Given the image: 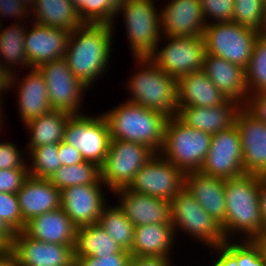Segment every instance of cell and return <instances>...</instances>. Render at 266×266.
Returning <instances> with one entry per match:
<instances>
[{
  "instance_id": "obj_24",
  "label": "cell",
  "mask_w": 266,
  "mask_h": 266,
  "mask_svg": "<svg viewBox=\"0 0 266 266\" xmlns=\"http://www.w3.org/2000/svg\"><path fill=\"white\" fill-rule=\"evenodd\" d=\"M17 196L25 224L34 217L61 207L60 190L49 179L29 175L17 192Z\"/></svg>"
},
{
  "instance_id": "obj_43",
  "label": "cell",
  "mask_w": 266,
  "mask_h": 266,
  "mask_svg": "<svg viewBox=\"0 0 266 266\" xmlns=\"http://www.w3.org/2000/svg\"><path fill=\"white\" fill-rule=\"evenodd\" d=\"M131 253L121 250L117 254H110L103 257H75V266H128Z\"/></svg>"
},
{
  "instance_id": "obj_18",
  "label": "cell",
  "mask_w": 266,
  "mask_h": 266,
  "mask_svg": "<svg viewBox=\"0 0 266 266\" xmlns=\"http://www.w3.org/2000/svg\"><path fill=\"white\" fill-rule=\"evenodd\" d=\"M234 124L238 128L242 146L245 174L266 173V123L253 116L244 106L236 113Z\"/></svg>"
},
{
  "instance_id": "obj_53",
  "label": "cell",
  "mask_w": 266,
  "mask_h": 266,
  "mask_svg": "<svg viewBox=\"0 0 266 266\" xmlns=\"http://www.w3.org/2000/svg\"><path fill=\"white\" fill-rule=\"evenodd\" d=\"M8 83V76L7 74L2 70L0 66V95L4 96V93L6 92V87Z\"/></svg>"
},
{
  "instance_id": "obj_40",
  "label": "cell",
  "mask_w": 266,
  "mask_h": 266,
  "mask_svg": "<svg viewBox=\"0 0 266 266\" xmlns=\"http://www.w3.org/2000/svg\"><path fill=\"white\" fill-rule=\"evenodd\" d=\"M200 2L206 24L232 21L234 0H200Z\"/></svg>"
},
{
  "instance_id": "obj_35",
  "label": "cell",
  "mask_w": 266,
  "mask_h": 266,
  "mask_svg": "<svg viewBox=\"0 0 266 266\" xmlns=\"http://www.w3.org/2000/svg\"><path fill=\"white\" fill-rule=\"evenodd\" d=\"M83 23L109 24L114 22L116 12L126 0H70Z\"/></svg>"
},
{
  "instance_id": "obj_44",
  "label": "cell",
  "mask_w": 266,
  "mask_h": 266,
  "mask_svg": "<svg viewBox=\"0 0 266 266\" xmlns=\"http://www.w3.org/2000/svg\"><path fill=\"white\" fill-rule=\"evenodd\" d=\"M28 176V168L0 170V192L17 194Z\"/></svg>"
},
{
  "instance_id": "obj_8",
  "label": "cell",
  "mask_w": 266,
  "mask_h": 266,
  "mask_svg": "<svg viewBox=\"0 0 266 266\" xmlns=\"http://www.w3.org/2000/svg\"><path fill=\"white\" fill-rule=\"evenodd\" d=\"M259 33L230 21L207 24L202 37L206 54L222 57L246 69Z\"/></svg>"
},
{
  "instance_id": "obj_10",
  "label": "cell",
  "mask_w": 266,
  "mask_h": 266,
  "mask_svg": "<svg viewBox=\"0 0 266 266\" xmlns=\"http://www.w3.org/2000/svg\"><path fill=\"white\" fill-rule=\"evenodd\" d=\"M166 43L161 47L162 40ZM206 55L202 36L194 38L161 36L148 58L166 74L175 78L203 69Z\"/></svg>"
},
{
  "instance_id": "obj_39",
  "label": "cell",
  "mask_w": 266,
  "mask_h": 266,
  "mask_svg": "<svg viewBox=\"0 0 266 266\" xmlns=\"http://www.w3.org/2000/svg\"><path fill=\"white\" fill-rule=\"evenodd\" d=\"M0 217L16 233L24 230L26 224L22 219L17 194L0 192Z\"/></svg>"
},
{
  "instance_id": "obj_5",
  "label": "cell",
  "mask_w": 266,
  "mask_h": 266,
  "mask_svg": "<svg viewBox=\"0 0 266 266\" xmlns=\"http://www.w3.org/2000/svg\"><path fill=\"white\" fill-rule=\"evenodd\" d=\"M154 0H126L117 10L123 15L124 27L129 42L132 58L148 57L161 39V10Z\"/></svg>"
},
{
  "instance_id": "obj_45",
  "label": "cell",
  "mask_w": 266,
  "mask_h": 266,
  "mask_svg": "<svg viewBox=\"0 0 266 266\" xmlns=\"http://www.w3.org/2000/svg\"><path fill=\"white\" fill-rule=\"evenodd\" d=\"M208 249L213 255L211 257H217H214V259H211V261H209L213 264V266H238L237 240H226L222 245ZM214 254H217V256Z\"/></svg>"
},
{
  "instance_id": "obj_37",
  "label": "cell",
  "mask_w": 266,
  "mask_h": 266,
  "mask_svg": "<svg viewBox=\"0 0 266 266\" xmlns=\"http://www.w3.org/2000/svg\"><path fill=\"white\" fill-rule=\"evenodd\" d=\"M29 175L49 179L61 166L58 155V144H46L34 149H26ZM29 154V155H28Z\"/></svg>"
},
{
  "instance_id": "obj_13",
  "label": "cell",
  "mask_w": 266,
  "mask_h": 266,
  "mask_svg": "<svg viewBox=\"0 0 266 266\" xmlns=\"http://www.w3.org/2000/svg\"><path fill=\"white\" fill-rule=\"evenodd\" d=\"M184 186L185 173L157 153L134 175L126 188L170 202Z\"/></svg>"
},
{
  "instance_id": "obj_50",
  "label": "cell",
  "mask_w": 266,
  "mask_h": 266,
  "mask_svg": "<svg viewBox=\"0 0 266 266\" xmlns=\"http://www.w3.org/2000/svg\"><path fill=\"white\" fill-rule=\"evenodd\" d=\"M16 232L0 217V241L9 249L15 238Z\"/></svg>"
},
{
  "instance_id": "obj_59",
  "label": "cell",
  "mask_w": 266,
  "mask_h": 266,
  "mask_svg": "<svg viewBox=\"0 0 266 266\" xmlns=\"http://www.w3.org/2000/svg\"><path fill=\"white\" fill-rule=\"evenodd\" d=\"M265 2V9H264V22H265V32H266V1Z\"/></svg>"
},
{
  "instance_id": "obj_9",
  "label": "cell",
  "mask_w": 266,
  "mask_h": 266,
  "mask_svg": "<svg viewBox=\"0 0 266 266\" xmlns=\"http://www.w3.org/2000/svg\"><path fill=\"white\" fill-rule=\"evenodd\" d=\"M154 155L155 153L143 144L110 140L106 159L100 166L101 181L110 192L125 188Z\"/></svg>"
},
{
  "instance_id": "obj_17",
  "label": "cell",
  "mask_w": 266,
  "mask_h": 266,
  "mask_svg": "<svg viewBox=\"0 0 266 266\" xmlns=\"http://www.w3.org/2000/svg\"><path fill=\"white\" fill-rule=\"evenodd\" d=\"M27 71L22 77L18 72L8 76L6 87V91H16L19 121L23 125L52 110L44 78L36 68Z\"/></svg>"
},
{
  "instance_id": "obj_58",
  "label": "cell",
  "mask_w": 266,
  "mask_h": 266,
  "mask_svg": "<svg viewBox=\"0 0 266 266\" xmlns=\"http://www.w3.org/2000/svg\"><path fill=\"white\" fill-rule=\"evenodd\" d=\"M5 118H7L6 116L4 117V120L0 123V132H3V127H5ZM1 129H2V131H1Z\"/></svg>"
},
{
  "instance_id": "obj_36",
  "label": "cell",
  "mask_w": 266,
  "mask_h": 266,
  "mask_svg": "<svg viewBox=\"0 0 266 266\" xmlns=\"http://www.w3.org/2000/svg\"><path fill=\"white\" fill-rule=\"evenodd\" d=\"M249 94L266 92V32H260L246 69Z\"/></svg>"
},
{
  "instance_id": "obj_4",
  "label": "cell",
  "mask_w": 266,
  "mask_h": 266,
  "mask_svg": "<svg viewBox=\"0 0 266 266\" xmlns=\"http://www.w3.org/2000/svg\"><path fill=\"white\" fill-rule=\"evenodd\" d=\"M137 70L126 79L128 101L174 117L178 112L177 78L159 69L148 57L133 58Z\"/></svg>"
},
{
  "instance_id": "obj_49",
  "label": "cell",
  "mask_w": 266,
  "mask_h": 266,
  "mask_svg": "<svg viewBox=\"0 0 266 266\" xmlns=\"http://www.w3.org/2000/svg\"><path fill=\"white\" fill-rule=\"evenodd\" d=\"M171 257H147L133 256L129 260L128 266H174Z\"/></svg>"
},
{
  "instance_id": "obj_32",
  "label": "cell",
  "mask_w": 266,
  "mask_h": 266,
  "mask_svg": "<svg viewBox=\"0 0 266 266\" xmlns=\"http://www.w3.org/2000/svg\"><path fill=\"white\" fill-rule=\"evenodd\" d=\"M122 249L99 224L79 227L76 231L74 257H103Z\"/></svg>"
},
{
  "instance_id": "obj_54",
  "label": "cell",
  "mask_w": 266,
  "mask_h": 266,
  "mask_svg": "<svg viewBox=\"0 0 266 266\" xmlns=\"http://www.w3.org/2000/svg\"><path fill=\"white\" fill-rule=\"evenodd\" d=\"M0 266H15L12 255L9 252L0 258Z\"/></svg>"
},
{
  "instance_id": "obj_31",
  "label": "cell",
  "mask_w": 266,
  "mask_h": 266,
  "mask_svg": "<svg viewBox=\"0 0 266 266\" xmlns=\"http://www.w3.org/2000/svg\"><path fill=\"white\" fill-rule=\"evenodd\" d=\"M31 16L29 21L69 31L84 24L70 0H37Z\"/></svg>"
},
{
  "instance_id": "obj_41",
  "label": "cell",
  "mask_w": 266,
  "mask_h": 266,
  "mask_svg": "<svg viewBox=\"0 0 266 266\" xmlns=\"http://www.w3.org/2000/svg\"><path fill=\"white\" fill-rule=\"evenodd\" d=\"M24 151L26 152L24 147L21 151L18 146H16L15 143L13 144L10 140L3 143L0 141V170L28 168V158H25V156H27L25 154L27 153H24Z\"/></svg>"
},
{
  "instance_id": "obj_11",
  "label": "cell",
  "mask_w": 266,
  "mask_h": 266,
  "mask_svg": "<svg viewBox=\"0 0 266 266\" xmlns=\"http://www.w3.org/2000/svg\"><path fill=\"white\" fill-rule=\"evenodd\" d=\"M45 80L51 108L72 115L83 113L86 87L70 70L64 58L43 63L36 68ZM82 108V110H81Z\"/></svg>"
},
{
  "instance_id": "obj_57",
  "label": "cell",
  "mask_w": 266,
  "mask_h": 266,
  "mask_svg": "<svg viewBox=\"0 0 266 266\" xmlns=\"http://www.w3.org/2000/svg\"><path fill=\"white\" fill-rule=\"evenodd\" d=\"M8 253V248L0 241V258Z\"/></svg>"
},
{
  "instance_id": "obj_14",
  "label": "cell",
  "mask_w": 266,
  "mask_h": 266,
  "mask_svg": "<svg viewBox=\"0 0 266 266\" xmlns=\"http://www.w3.org/2000/svg\"><path fill=\"white\" fill-rule=\"evenodd\" d=\"M199 171L223 179L245 174L241 138L235 124L212 135L209 151Z\"/></svg>"
},
{
  "instance_id": "obj_48",
  "label": "cell",
  "mask_w": 266,
  "mask_h": 266,
  "mask_svg": "<svg viewBox=\"0 0 266 266\" xmlns=\"http://www.w3.org/2000/svg\"><path fill=\"white\" fill-rule=\"evenodd\" d=\"M58 155L61 166H72L85 161L78 149L64 141L58 144Z\"/></svg>"
},
{
  "instance_id": "obj_3",
  "label": "cell",
  "mask_w": 266,
  "mask_h": 266,
  "mask_svg": "<svg viewBox=\"0 0 266 266\" xmlns=\"http://www.w3.org/2000/svg\"><path fill=\"white\" fill-rule=\"evenodd\" d=\"M102 115L107 121L111 140L143 144L155 154L162 150L169 118L164 113L125 101Z\"/></svg>"
},
{
  "instance_id": "obj_52",
  "label": "cell",
  "mask_w": 266,
  "mask_h": 266,
  "mask_svg": "<svg viewBox=\"0 0 266 266\" xmlns=\"http://www.w3.org/2000/svg\"><path fill=\"white\" fill-rule=\"evenodd\" d=\"M256 244L259 246L262 256L266 261V230L254 239Z\"/></svg>"
},
{
  "instance_id": "obj_16",
  "label": "cell",
  "mask_w": 266,
  "mask_h": 266,
  "mask_svg": "<svg viewBox=\"0 0 266 266\" xmlns=\"http://www.w3.org/2000/svg\"><path fill=\"white\" fill-rule=\"evenodd\" d=\"M103 187L107 189L100 181L97 184L70 186L60 191L61 208L78 228L98 223L103 208L109 204Z\"/></svg>"
},
{
  "instance_id": "obj_33",
  "label": "cell",
  "mask_w": 266,
  "mask_h": 266,
  "mask_svg": "<svg viewBox=\"0 0 266 266\" xmlns=\"http://www.w3.org/2000/svg\"><path fill=\"white\" fill-rule=\"evenodd\" d=\"M107 234L120 246L121 249L130 251L135 226L125 216L118 205H106L99 217L98 223Z\"/></svg>"
},
{
  "instance_id": "obj_6",
  "label": "cell",
  "mask_w": 266,
  "mask_h": 266,
  "mask_svg": "<svg viewBox=\"0 0 266 266\" xmlns=\"http://www.w3.org/2000/svg\"><path fill=\"white\" fill-rule=\"evenodd\" d=\"M212 135L191 128L176 116L165 125L164 145L160 154L184 173L199 171L210 148Z\"/></svg>"
},
{
  "instance_id": "obj_51",
  "label": "cell",
  "mask_w": 266,
  "mask_h": 266,
  "mask_svg": "<svg viewBox=\"0 0 266 266\" xmlns=\"http://www.w3.org/2000/svg\"><path fill=\"white\" fill-rule=\"evenodd\" d=\"M260 194H259V202L261 208L262 220L266 226V174L260 175Z\"/></svg>"
},
{
  "instance_id": "obj_56",
  "label": "cell",
  "mask_w": 266,
  "mask_h": 266,
  "mask_svg": "<svg viewBox=\"0 0 266 266\" xmlns=\"http://www.w3.org/2000/svg\"><path fill=\"white\" fill-rule=\"evenodd\" d=\"M28 9L32 10L37 0H20Z\"/></svg>"
},
{
  "instance_id": "obj_28",
  "label": "cell",
  "mask_w": 266,
  "mask_h": 266,
  "mask_svg": "<svg viewBox=\"0 0 266 266\" xmlns=\"http://www.w3.org/2000/svg\"><path fill=\"white\" fill-rule=\"evenodd\" d=\"M176 239L172 223L136 226L129 252L133 256L172 257L175 250L171 248H175Z\"/></svg>"
},
{
  "instance_id": "obj_1",
  "label": "cell",
  "mask_w": 266,
  "mask_h": 266,
  "mask_svg": "<svg viewBox=\"0 0 266 266\" xmlns=\"http://www.w3.org/2000/svg\"><path fill=\"white\" fill-rule=\"evenodd\" d=\"M113 32L116 31L112 25L91 23H84L70 32L64 59L89 89L108 71L114 49Z\"/></svg>"
},
{
  "instance_id": "obj_19",
  "label": "cell",
  "mask_w": 266,
  "mask_h": 266,
  "mask_svg": "<svg viewBox=\"0 0 266 266\" xmlns=\"http://www.w3.org/2000/svg\"><path fill=\"white\" fill-rule=\"evenodd\" d=\"M30 23L25 32V50L31 68L64 58L71 31Z\"/></svg>"
},
{
  "instance_id": "obj_12",
  "label": "cell",
  "mask_w": 266,
  "mask_h": 266,
  "mask_svg": "<svg viewBox=\"0 0 266 266\" xmlns=\"http://www.w3.org/2000/svg\"><path fill=\"white\" fill-rule=\"evenodd\" d=\"M110 140L109 127L102 113L72 115L63 136V141L78 149L85 161L99 166L106 159Z\"/></svg>"
},
{
  "instance_id": "obj_20",
  "label": "cell",
  "mask_w": 266,
  "mask_h": 266,
  "mask_svg": "<svg viewBox=\"0 0 266 266\" xmlns=\"http://www.w3.org/2000/svg\"><path fill=\"white\" fill-rule=\"evenodd\" d=\"M161 9V35L194 38L203 36L206 22L200 0H168Z\"/></svg>"
},
{
  "instance_id": "obj_47",
  "label": "cell",
  "mask_w": 266,
  "mask_h": 266,
  "mask_svg": "<svg viewBox=\"0 0 266 266\" xmlns=\"http://www.w3.org/2000/svg\"><path fill=\"white\" fill-rule=\"evenodd\" d=\"M244 107L257 119L266 123V92L249 94Z\"/></svg>"
},
{
  "instance_id": "obj_29",
  "label": "cell",
  "mask_w": 266,
  "mask_h": 266,
  "mask_svg": "<svg viewBox=\"0 0 266 266\" xmlns=\"http://www.w3.org/2000/svg\"><path fill=\"white\" fill-rule=\"evenodd\" d=\"M27 23L16 20L7 28L2 24L0 28V66L10 76L17 69H31L25 50V32ZM17 66V67H16ZM19 66V67H18Z\"/></svg>"
},
{
  "instance_id": "obj_23",
  "label": "cell",
  "mask_w": 266,
  "mask_h": 266,
  "mask_svg": "<svg viewBox=\"0 0 266 266\" xmlns=\"http://www.w3.org/2000/svg\"><path fill=\"white\" fill-rule=\"evenodd\" d=\"M185 187L200 206L225 228V179L193 171L185 173Z\"/></svg>"
},
{
  "instance_id": "obj_2",
  "label": "cell",
  "mask_w": 266,
  "mask_h": 266,
  "mask_svg": "<svg viewBox=\"0 0 266 266\" xmlns=\"http://www.w3.org/2000/svg\"><path fill=\"white\" fill-rule=\"evenodd\" d=\"M259 178L257 174H244L225 179L226 240H254L266 230L259 202Z\"/></svg>"
},
{
  "instance_id": "obj_30",
  "label": "cell",
  "mask_w": 266,
  "mask_h": 266,
  "mask_svg": "<svg viewBox=\"0 0 266 266\" xmlns=\"http://www.w3.org/2000/svg\"><path fill=\"white\" fill-rule=\"evenodd\" d=\"M71 116L69 112L52 109L24 124L30 134L25 149H34L46 144H59L63 141L65 127Z\"/></svg>"
},
{
  "instance_id": "obj_15",
  "label": "cell",
  "mask_w": 266,
  "mask_h": 266,
  "mask_svg": "<svg viewBox=\"0 0 266 266\" xmlns=\"http://www.w3.org/2000/svg\"><path fill=\"white\" fill-rule=\"evenodd\" d=\"M8 252L15 266H75L74 245L46 243L17 232Z\"/></svg>"
},
{
  "instance_id": "obj_55",
  "label": "cell",
  "mask_w": 266,
  "mask_h": 266,
  "mask_svg": "<svg viewBox=\"0 0 266 266\" xmlns=\"http://www.w3.org/2000/svg\"><path fill=\"white\" fill-rule=\"evenodd\" d=\"M4 96L0 95V123L3 121L4 119Z\"/></svg>"
},
{
  "instance_id": "obj_25",
  "label": "cell",
  "mask_w": 266,
  "mask_h": 266,
  "mask_svg": "<svg viewBox=\"0 0 266 266\" xmlns=\"http://www.w3.org/2000/svg\"><path fill=\"white\" fill-rule=\"evenodd\" d=\"M240 107L234 100L213 107H178L176 117L191 128L214 135L234 125Z\"/></svg>"
},
{
  "instance_id": "obj_21",
  "label": "cell",
  "mask_w": 266,
  "mask_h": 266,
  "mask_svg": "<svg viewBox=\"0 0 266 266\" xmlns=\"http://www.w3.org/2000/svg\"><path fill=\"white\" fill-rule=\"evenodd\" d=\"M117 199L118 207L136 227L148 224L171 223L170 202L135 193L125 188L112 192ZM117 195V197H116Z\"/></svg>"
},
{
  "instance_id": "obj_27",
  "label": "cell",
  "mask_w": 266,
  "mask_h": 266,
  "mask_svg": "<svg viewBox=\"0 0 266 266\" xmlns=\"http://www.w3.org/2000/svg\"><path fill=\"white\" fill-rule=\"evenodd\" d=\"M177 89L178 107H213L228 101L203 70L178 78Z\"/></svg>"
},
{
  "instance_id": "obj_38",
  "label": "cell",
  "mask_w": 266,
  "mask_h": 266,
  "mask_svg": "<svg viewBox=\"0 0 266 266\" xmlns=\"http://www.w3.org/2000/svg\"><path fill=\"white\" fill-rule=\"evenodd\" d=\"M264 0H234L232 21L265 32Z\"/></svg>"
},
{
  "instance_id": "obj_22",
  "label": "cell",
  "mask_w": 266,
  "mask_h": 266,
  "mask_svg": "<svg viewBox=\"0 0 266 266\" xmlns=\"http://www.w3.org/2000/svg\"><path fill=\"white\" fill-rule=\"evenodd\" d=\"M202 70L228 100L245 105L249 95L245 68L222 57L206 54Z\"/></svg>"
},
{
  "instance_id": "obj_7",
  "label": "cell",
  "mask_w": 266,
  "mask_h": 266,
  "mask_svg": "<svg viewBox=\"0 0 266 266\" xmlns=\"http://www.w3.org/2000/svg\"><path fill=\"white\" fill-rule=\"evenodd\" d=\"M170 212L176 236L179 231L184 232L191 240L194 238V242L209 248L226 241L221 225L200 206L185 186L171 199Z\"/></svg>"
},
{
  "instance_id": "obj_42",
  "label": "cell",
  "mask_w": 266,
  "mask_h": 266,
  "mask_svg": "<svg viewBox=\"0 0 266 266\" xmlns=\"http://www.w3.org/2000/svg\"><path fill=\"white\" fill-rule=\"evenodd\" d=\"M238 266H266L259 246L254 240L237 241Z\"/></svg>"
},
{
  "instance_id": "obj_26",
  "label": "cell",
  "mask_w": 266,
  "mask_h": 266,
  "mask_svg": "<svg viewBox=\"0 0 266 266\" xmlns=\"http://www.w3.org/2000/svg\"><path fill=\"white\" fill-rule=\"evenodd\" d=\"M77 229L60 207L29 220L23 232L30 238L46 243L75 245Z\"/></svg>"
},
{
  "instance_id": "obj_46",
  "label": "cell",
  "mask_w": 266,
  "mask_h": 266,
  "mask_svg": "<svg viewBox=\"0 0 266 266\" xmlns=\"http://www.w3.org/2000/svg\"><path fill=\"white\" fill-rule=\"evenodd\" d=\"M30 16L31 10L20 0H0V21H3L4 17H11L18 20V23H23V21L26 22ZM26 17L28 18L25 19Z\"/></svg>"
},
{
  "instance_id": "obj_34",
  "label": "cell",
  "mask_w": 266,
  "mask_h": 266,
  "mask_svg": "<svg viewBox=\"0 0 266 266\" xmlns=\"http://www.w3.org/2000/svg\"><path fill=\"white\" fill-rule=\"evenodd\" d=\"M49 181L60 191L70 186L97 184L101 181L100 166L90 161L60 166Z\"/></svg>"
}]
</instances>
